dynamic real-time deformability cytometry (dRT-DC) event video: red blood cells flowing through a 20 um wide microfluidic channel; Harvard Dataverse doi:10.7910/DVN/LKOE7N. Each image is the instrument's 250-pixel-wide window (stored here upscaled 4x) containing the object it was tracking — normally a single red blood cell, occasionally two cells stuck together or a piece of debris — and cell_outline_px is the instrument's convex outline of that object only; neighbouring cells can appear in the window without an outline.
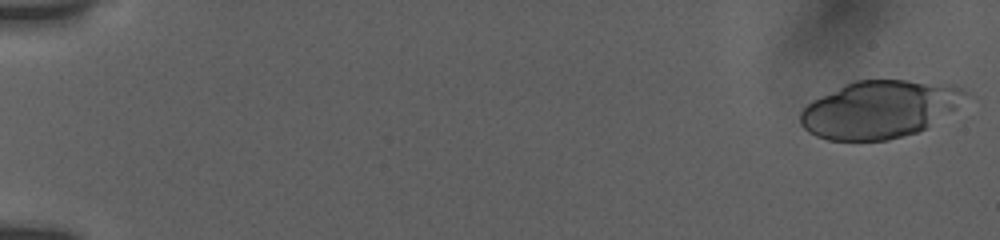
{"species": "human", "species_latin": "Homo sapiens", "temperature_condition": "room temperature", "stored_images_in_passage": 6, "camera_frame_rate_fps": 3000, "um_per_image_px": 0.085, "donor": {"sex": "female"}, "frame": {"image": 1, "passage_image": 1, "time_ms": 0.0, "image_size_px": [1000, 240], "cell_outline_px": [[968, 92], [956, 108], [928, 128], [904, 136], [888, 140], [828, 140], [816, 136], [808, 132], [800, 124], [800, 112], [812, 100], [844, 84], [856, 80], [904, 80], [956, 84], [964, 88]], "centroid_in_image_um": [74.77, 9.28], "position_along_channel_um": 10.2, "area_um2": 55.49}}
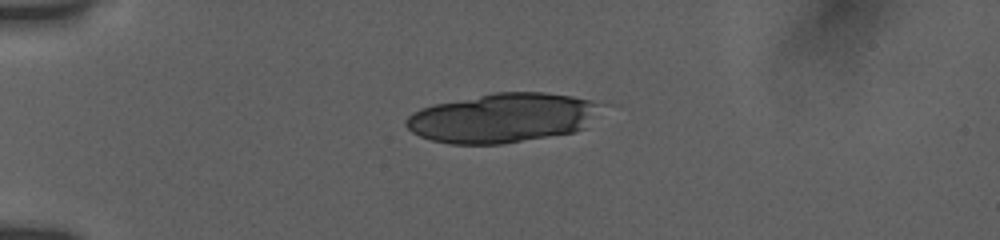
{"frame": {"image": 2, "passage_image": 5, "time_ms": 4.333, "image_size_px": [1000, 240], "cell_outline_px": [[612, 104], [584, 128], [576, 132], [504, 144], [452, 144], [432, 140], [420, 136], [412, 132], [404, 124], [404, 120], [408, 116], [420, 108], [436, 104], [492, 92], [544, 92], [572, 96]], "centroid_in_image_um": [42.83, 10.01], "position_along_channel_um": 42.2, "area_um2": 56.99}}